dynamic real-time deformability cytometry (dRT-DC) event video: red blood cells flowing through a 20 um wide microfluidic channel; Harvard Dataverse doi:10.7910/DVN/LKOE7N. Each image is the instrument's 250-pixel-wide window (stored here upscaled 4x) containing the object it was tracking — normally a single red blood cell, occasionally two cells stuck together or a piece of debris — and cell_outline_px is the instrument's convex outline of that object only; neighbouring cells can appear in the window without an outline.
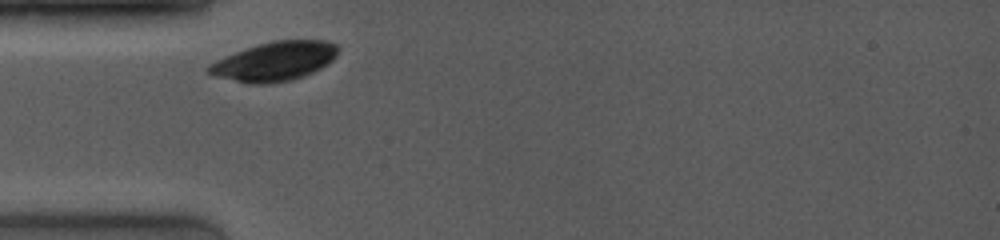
{"species": "common noctule bat (a hibernating species)", "species_latin": "Nyctalus noctula", "temperature_condition": "room temperature", "stored_images_in_passage": 19, "camera_frame_rate_fps": 4000, "um_per_image_px": 0.085, "animal": {"sex": "female", "body_mass_g": 19.0, "forearm_length_mm": 53.3}, "frame": {"image": 1, "passage_image": 1, "time_ms": 0.0, "image_size_px": [1000, 240], "cell_outline_px": [[340, 48], [336, 56], [328, 64], [304, 76], [288, 80], [268, 84], [248, 84], [216, 76], [208, 72], [204, 68], [216, 60], [256, 44], [276, 40], [324, 40], [340, 44]], "centroid_in_image_um": [23.37, 5.2], "position_along_channel_um": 61.6, "area_um2": 29.54}}
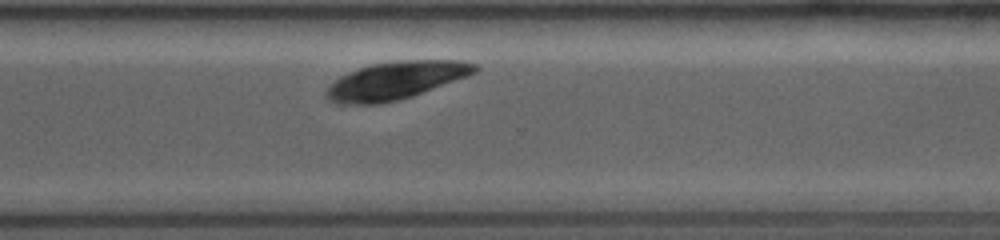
{"frame": {"image": 2, "passage_image": 15, "time_ms": 7.25, "image_size_px": [1000, 240], "cell_outline_px": [[480, 68], [476, 72], [412, 96], [380, 104], [336, 104], [328, 100], [324, 96], [324, 92], [340, 76], [348, 72], [372, 64], [400, 60], [464, 60], [476, 64]], "centroid_in_image_um": [33.61, 6.84], "position_along_channel_um": 337.0, "area_um2": 32.43}}
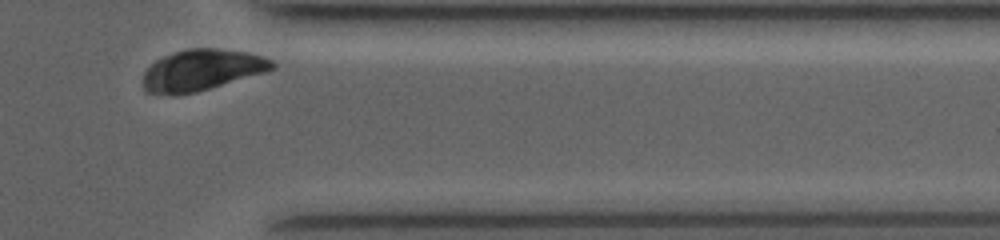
{"frame": {"image": 3, "passage_image": 18, "time_ms": 8.75, "image_size_px": [1000, 240], "cell_outline_px": [[276, 68], [264, 72], [196, 92], [176, 96], [148, 92], [144, 88], [144, 72], [156, 60], [164, 56], [188, 48], [216, 48], [248, 52], [272, 60], [276, 64]], "centroid_in_image_um": [17.15, 5.96], "position_along_channel_um": 394.2, "area_um2": 30.69}}